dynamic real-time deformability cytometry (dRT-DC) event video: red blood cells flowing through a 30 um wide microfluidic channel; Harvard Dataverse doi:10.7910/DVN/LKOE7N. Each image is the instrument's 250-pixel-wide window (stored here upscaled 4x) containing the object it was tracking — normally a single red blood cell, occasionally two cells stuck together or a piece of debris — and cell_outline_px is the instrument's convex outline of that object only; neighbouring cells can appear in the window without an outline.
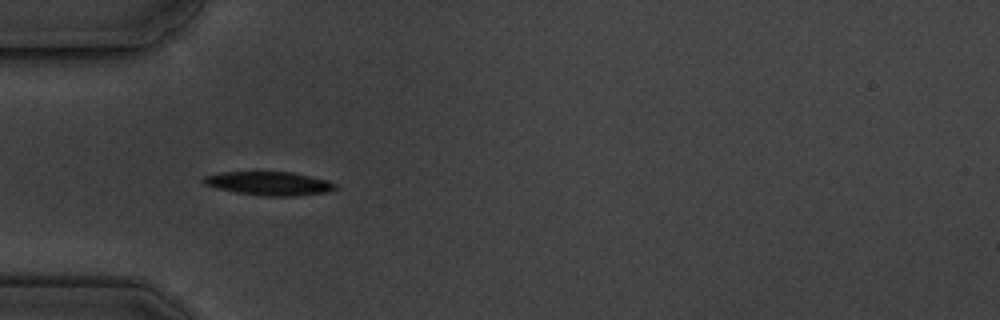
{"species": "common noctule bat (a hibernating species)", "species_latin": "Nyctalus noctula", "temperature_condition": "cold", "stored_images_in_passage": 4, "camera_frame_rate_fps": 3000, "um_per_image_px": 0.085, "animal": {"sex": "male", "body_mass_g": 19.5, "forearm_length_mm": 54.6}, "frame": {"image": 1, "passage_image": 2, "time_ms": 2.0, "image_size_px": [1000, 320], "cell_outline_px": [[336, 188], [328, 192], [292, 196], [264, 196], [236, 192], [204, 184], [200, 180], [204, 176], [220, 172], [292, 172], [328, 180], [336, 184]], "centroid_in_image_um": [22.88, 15.59], "position_along_channel_um": 62.1, "area_um2": 18.03}}